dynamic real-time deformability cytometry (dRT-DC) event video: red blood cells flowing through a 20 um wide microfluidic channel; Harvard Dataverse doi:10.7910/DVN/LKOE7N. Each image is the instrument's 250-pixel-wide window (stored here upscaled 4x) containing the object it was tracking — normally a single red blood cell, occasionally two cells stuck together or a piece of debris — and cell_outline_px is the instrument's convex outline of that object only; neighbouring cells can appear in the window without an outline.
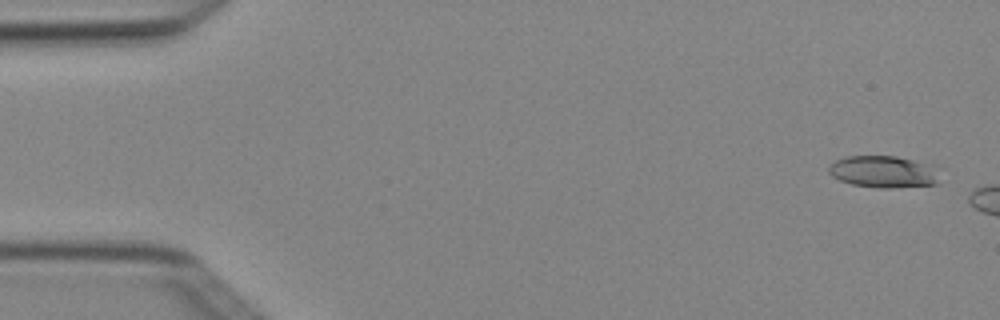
{"species": "Egyptian fruit bat (a non-hibernating species)", "species_latin": "Rousettus aegyptiacus", "temperature_condition": "cold", "stored_images_in_passage": 4, "camera_frame_rate_fps": 3000, "um_per_image_px": 0.085, "animal": {"sex": "female"}, "frame": {"image": 1, "passage_image": 1, "time_ms": 0.0, "image_size_px": [1000, 320], "cell_outline_px": [[940, 184], [892, 188], [880, 188], [852, 184], [840, 180], [832, 176], [828, 172], [828, 168], [836, 160], [844, 156], [896, 156], [936, 164]], "centroid_in_image_um": [75.17, 14.59], "position_along_channel_um": 9.8, "area_um2": 21.04}}